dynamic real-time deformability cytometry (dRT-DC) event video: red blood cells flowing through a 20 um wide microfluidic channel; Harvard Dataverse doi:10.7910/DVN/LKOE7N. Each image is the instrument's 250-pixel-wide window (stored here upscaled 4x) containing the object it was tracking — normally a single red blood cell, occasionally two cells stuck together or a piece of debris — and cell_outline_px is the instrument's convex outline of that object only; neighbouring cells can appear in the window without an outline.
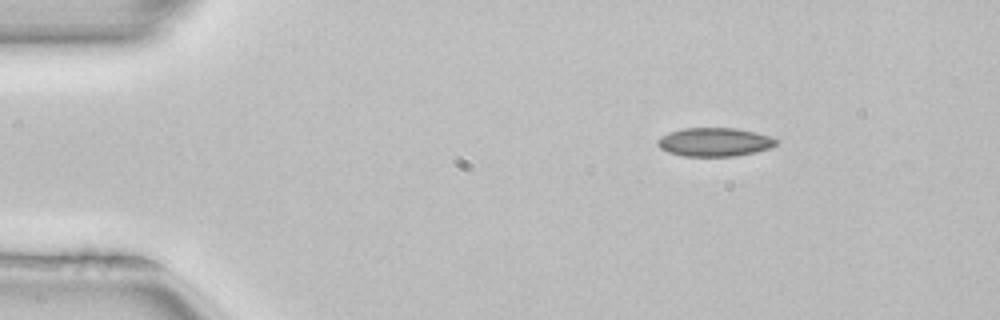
{"species": "common noctule bat (a hibernating species)", "species_latin": "Nyctalus noctula", "temperature_condition": "room temperature", "stored_images_in_passage": 5, "camera_frame_rate_fps": 3000, "um_per_image_px": 0.085, "animal": {"sex": "female", "body_mass_g": 22.7, "forearm_length_mm": 54.2}, "frame": {"image": 1, "passage_image": 1, "time_ms": 0.0, "image_size_px": [1000, 320], "cell_outline_px": [[776, 144], [772, 148], [732, 156], [684, 156], [668, 152], [660, 148], [656, 144], [656, 140], [660, 136], [668, 132], [684, 128], [736, 128], [756, 132], [768, 136], [776, 140]], "centroid_in_image_um": [60.68, 12.06], "position_along_channel_um": 24.3, "area_um2": 19.71}}